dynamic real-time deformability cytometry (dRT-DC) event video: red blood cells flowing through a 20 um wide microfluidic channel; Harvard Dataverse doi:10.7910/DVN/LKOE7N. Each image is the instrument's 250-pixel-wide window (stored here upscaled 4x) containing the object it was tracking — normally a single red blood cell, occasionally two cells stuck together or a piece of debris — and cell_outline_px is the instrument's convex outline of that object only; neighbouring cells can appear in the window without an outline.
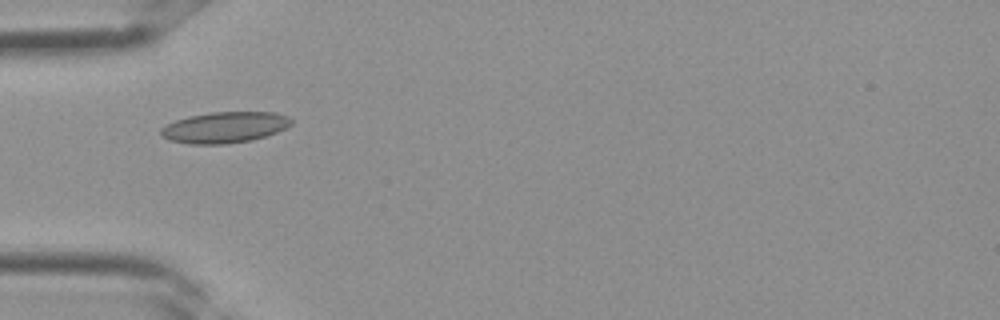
{"species": "Egyptian fruit bat (a non-hibernating species)", "species_latin": "Rousettus aegyptiacus", "temperature_condition": "room temperature", "stored_images_in_passage": 4, "camera_frame_rate_fps": 3000, "um_per_image_px": 0.085, "frame": {"image": 1, "passage_image": 4, "time_ms": 1.0, "image_size_px": [1000, 320], "cell_outline_px": [[292, 124], [276, 132], [252, 140], [224, 144], [188, 144], [168, 140], [160, 136], [160, 128], [176, 120], [188, 116], [212, 112], [276, 112], [288, 116], [292, 120]], "centroid_in_image_um": [19.07, 10.83], "position_along_channel_um": 65.9, "area_um2": 23.64}}